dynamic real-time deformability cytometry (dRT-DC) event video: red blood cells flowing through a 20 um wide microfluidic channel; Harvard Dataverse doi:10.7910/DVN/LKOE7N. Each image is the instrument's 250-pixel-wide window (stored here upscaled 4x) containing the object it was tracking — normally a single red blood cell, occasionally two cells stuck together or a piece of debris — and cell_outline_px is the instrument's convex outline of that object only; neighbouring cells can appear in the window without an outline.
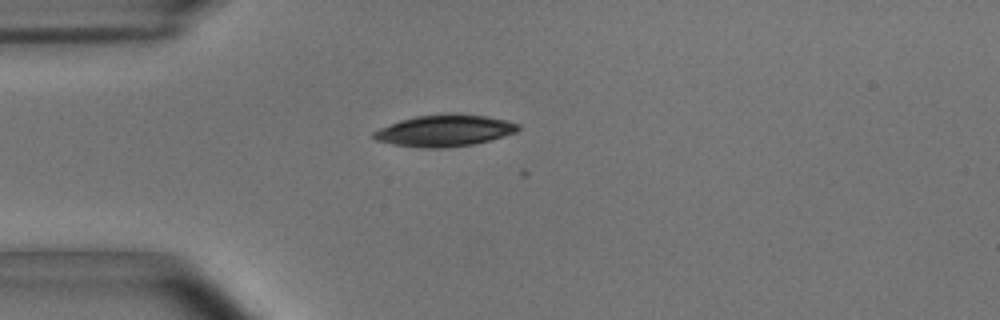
{"species": "common noctule bat (a hibernating species)", "species_latin": "Nyctalus noctula", "temperature_condition": "room temperature", "stored_images_in_passage": 2, "camera_frame_rate_fps": 3000, "um_per_image_px": 0.085, "animal": {"sex": "male", "body_mass_g": 15.6}, "frame": {"image": 1, "passage_image": 1, "time_ms": 0.0, "image_size_px": [1000, 320], "cell_outline_px": [[520, 128], [516, 132], [504, 136], [472, 144], [444, 148], [420, 148], [392, 144], [376, 140], [372, 136], [372, 132], [380, 128], [400, 120], [416, 116], [444, 112], [456, 112], [484, 116], [504, 120], [520, 124]], "centroid_in_image_um": [37.76, 11.08], "position_along_channel_um": 47.2, "area_um2": 26.82}}